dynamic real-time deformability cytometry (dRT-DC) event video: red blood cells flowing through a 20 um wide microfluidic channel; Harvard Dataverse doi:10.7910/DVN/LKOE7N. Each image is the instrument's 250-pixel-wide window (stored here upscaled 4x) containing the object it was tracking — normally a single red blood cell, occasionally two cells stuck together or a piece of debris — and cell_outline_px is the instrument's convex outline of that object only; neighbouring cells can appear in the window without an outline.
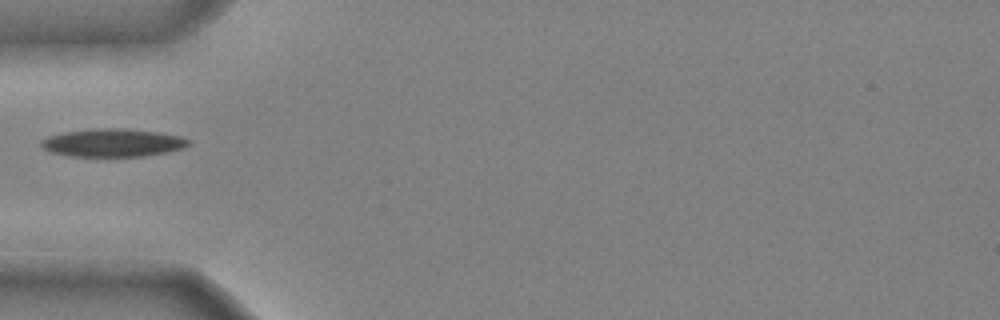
{"species": "common noctule bat (a hibernating species)", "species_latin": "Nyctalus noctula", "temperature_condition": "cold", "stored_images_in_passage": 31, "camera_frame_rate_fps": 3000, "um_per_image_px": 0.085, "animal": {"sex": "male", "body_mass_g": 20.4}, "frame": {"image": 1, "passage_image": 1, "time_ms": 0.0, "image_size_px": [1000, 320], "cell_outline_px": [[188, 144], [180, 148], [164, 152], [144, 156], [68, 156], [52, 152], [44, 148], [40, 144], [40, 140], [48, 136], [64, 132], [92, 128], [120, 128], [156, 132], [180, 136], [188, 140]], "centroid_in_image_um": [9.5, 12.12], "position_along_channel_um": 75.5, "area_um2": 23.7}}
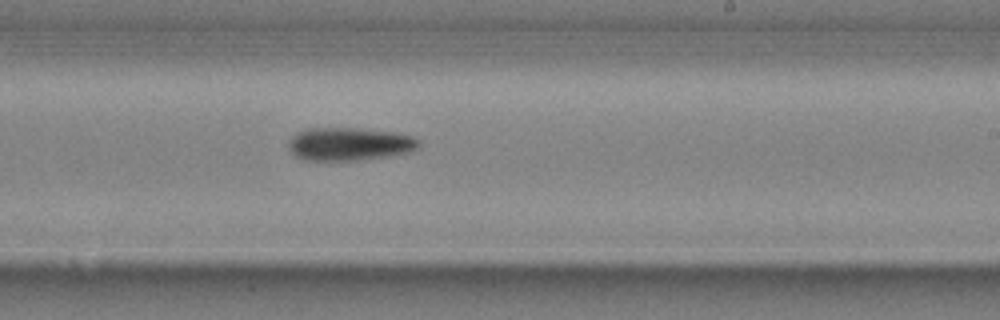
{"frame": {"image": 2, "passage_image": 15, "time_ms": 4.667, "image_size_px": [1000, 320], "cell_outline_px": [[420, 144], [416, 148], [408, 152], [384, 156], [356, 160], [304, 160], [296, 156], [288, 148], [288, 144], [292, 136], [296, 132], [308, 128], [356, 128], [396, 132], [412, 136], [420, 140]], "centroid_in_image_um": [29.67, 12.22], "position_along_channel_um": 259.3, "area_um2": 24.97}}
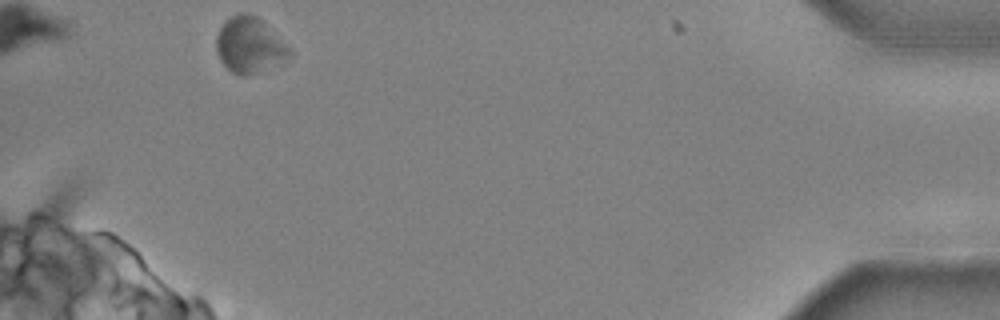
{"frame": {"image": 3, "passage_image": 31, "time_ms": 10.0, "image_size_px": [1000, 320], "cell_outline_px": [[292, 56], [248, 76], [240, 76], [232, 72], [220, 60], [216, 48], [216, 36], [224, 20], [236, 12], [248, 12], [256, 16], [292, 48]], "centroid_in_image_um": [21.19, 3.81], "position_along_channel_um": 414.0, "area_um2": 23.76}}